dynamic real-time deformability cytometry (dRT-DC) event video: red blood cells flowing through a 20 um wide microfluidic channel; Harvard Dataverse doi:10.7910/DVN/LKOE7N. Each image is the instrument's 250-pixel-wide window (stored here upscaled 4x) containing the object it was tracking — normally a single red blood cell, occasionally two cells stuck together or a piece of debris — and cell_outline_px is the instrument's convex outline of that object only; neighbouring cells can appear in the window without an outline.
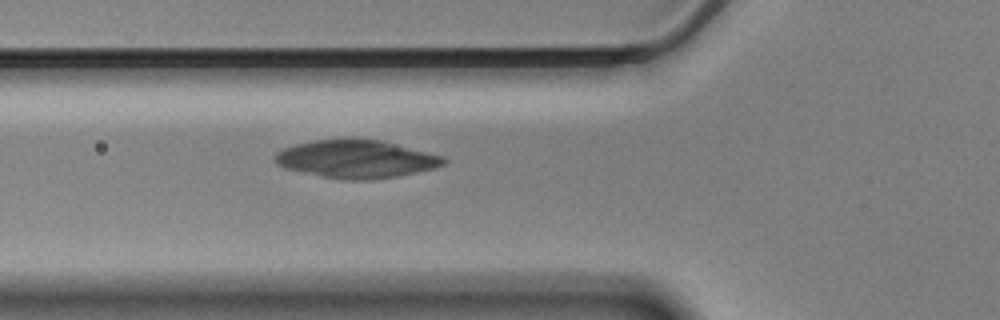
{"species": "Egyptian fruit bat (a non-hibernating species)", "species_latin": "Rousettus aegyptiacus", "temperature_condition": "cold", "stored_images_in_passage": 56, "camera_frame_rate_fps": 3000, "um_per_image_px": 0.085, "animal": {"sex": "male"}, "frame": {"image": 1, "passage_image": 20, "time_ms": 6.333, "image_size_px": [1000, 320], "cell_outline_px": [[448, 160], [444, 164], [432, 168], [416, 172], [396, 176], [368, 180], [348, 180], [324, 176], [284, 168], [276, 164], [272, 160], [272, 156], [276, 152], [284, 148], [296, 144], [316, 140], [344, 136], [356, 136], [380, 140], [444, 156]], "centroid_in_image_um": [30.23, 13.48], "position_along_channel_um": 95.6, "area_um2": 37.8}}
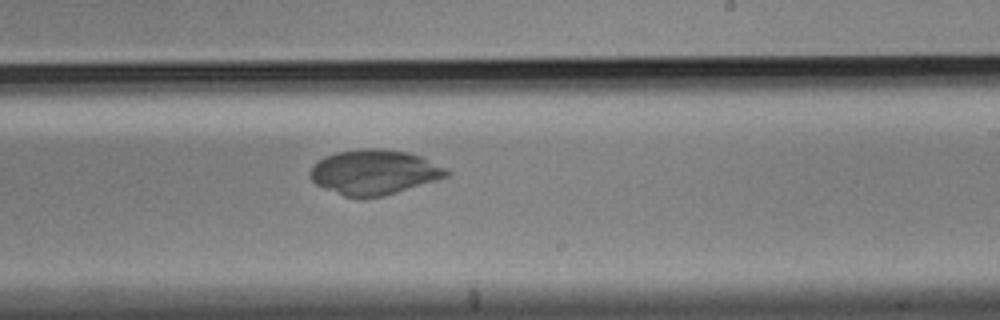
{"frame": {"image": 2, "passage_image": 34, "time_ms": 11.0, "image_size_px": [1000, 320], "cell_outline_px": [[448, 176], [436, 180], [384, 196], [360, 200], [344, 196], [324, 188], [316, 184], [308, 176], [308, 172], [324, 156], [336, 152], [360, 148], [380, 148], [408, 152], [424, 156], [444, 168], [448, 172]], "centroid_in_image_um": [31.78, 14.64], "position_along_channel_um": 257.2, "area_um2": 36.01}}
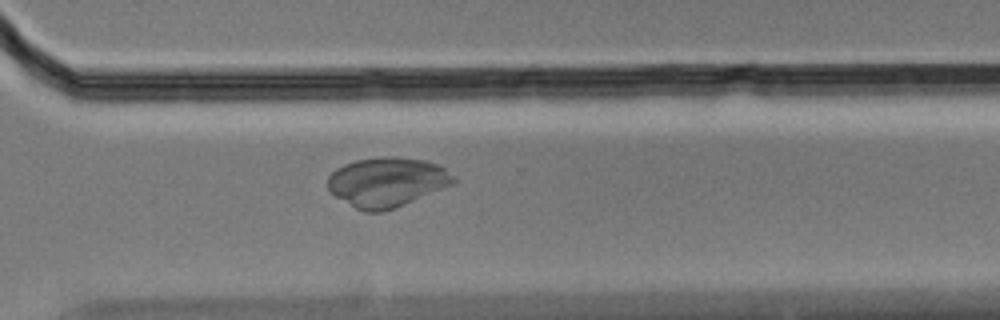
{"frame": {"image": 3, "passage_image": 41, "time_ms": 13.333, "image_size_px": [1000, 320], "cell_outline_px": [[456, 184], [404, 204], [380, 212], [364, 212], [356, 208], [336, 196], [328, 188], [328, 176], [336, 168], [344, 164], [356, 160], [380, 156], [396, 156], [424, 160], [440, 164], [456, 180]], "centroid_in_image_um": [32.91, 15.46], "position_along_channel_um": 337.7, "area_um2": 36.3}}